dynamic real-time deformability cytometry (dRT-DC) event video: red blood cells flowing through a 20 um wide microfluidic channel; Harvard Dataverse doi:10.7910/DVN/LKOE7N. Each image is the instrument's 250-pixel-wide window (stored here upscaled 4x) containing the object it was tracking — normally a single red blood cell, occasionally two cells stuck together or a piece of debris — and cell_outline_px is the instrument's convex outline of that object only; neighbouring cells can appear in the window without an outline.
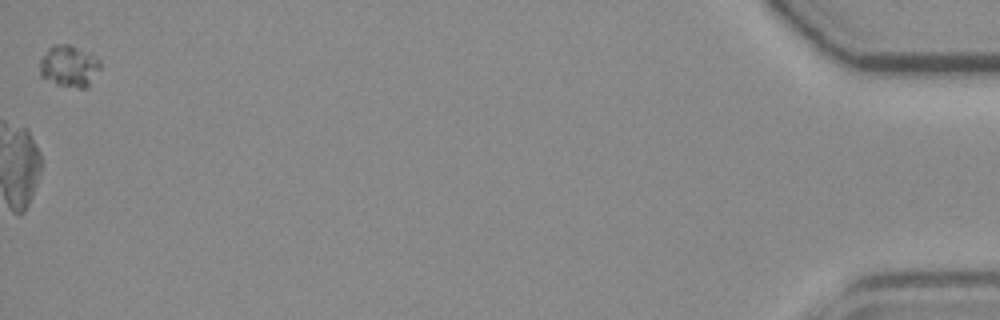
{"species": "common noctule bat (a hibernating species)", "species_latin": "Nyctalus noctula", "temperature_condition": "room temperature", "stored_images_in_passage": 55, "segment_of_instrument_passage": [2, 2], "camera_frame_rate_fps": 3000, "um_per_image_px": 0.085, "animal": {"sex": "female", "body_mass_g": 19.3, "forearm_length_mm": 54.1}, "frame": {"image": 1, "passage_image": 55, "time_ms": 18.0, "image_size_px": [1000, 320], "cell_outline_px": [[100, 68], [88, 88], [80, 88], [56, 84], [40, 76], [40, 60], [48, 48], [52, 44], [72, 44], [92, 52], [100, 60]], "centroid_in_image_um": [5.9, 5.59], "position_along_channel_um": 429.3, "area_um2": 15.03}}